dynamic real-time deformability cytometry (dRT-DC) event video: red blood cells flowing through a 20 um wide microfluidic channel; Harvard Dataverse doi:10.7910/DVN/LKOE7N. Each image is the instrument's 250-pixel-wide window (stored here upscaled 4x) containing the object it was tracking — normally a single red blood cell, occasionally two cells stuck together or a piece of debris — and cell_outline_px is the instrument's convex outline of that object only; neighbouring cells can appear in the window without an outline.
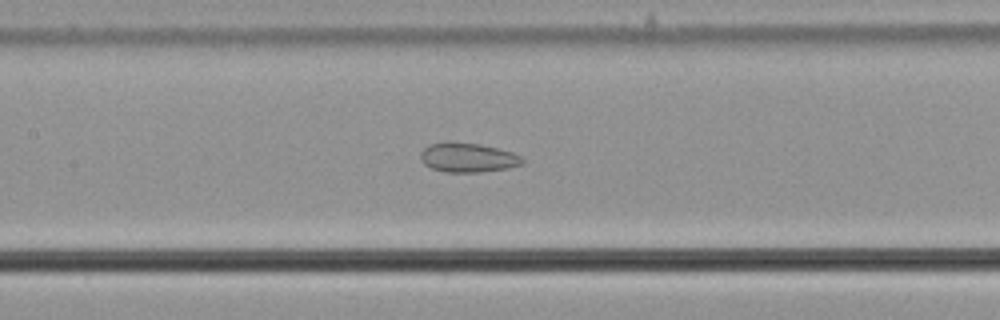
{"species": "common noctule bat (a hibernating species)", "species_latin": "Nyctalus noctula", "temperature_condition": "cold", "stored_images_in_passage": 56, "camera_frame_rate_fps": 3000, "um_per_image_px": 0.085, "animal": {"sex": "male", "body_mass_g": 21.5, "forearm_length_mm": 52.0}, "frame": {"image": 1, "passage_image": 27, "time_ms": 8.667, "image_size_px": [1000, 320], "cell_outline_px": [[524, 164], [508, 168], [480, 172], [444, 172], [432, 168], [424, 164], [420, 160], [420, 152], [428, 144], [448, 140], [480, 144], [512, 152], [520, 156], [524, 160]], "centroid_in_image_um": [39.73, 13.37], "position_along_channel_um": 167.7, "area_um2": 17.74}}
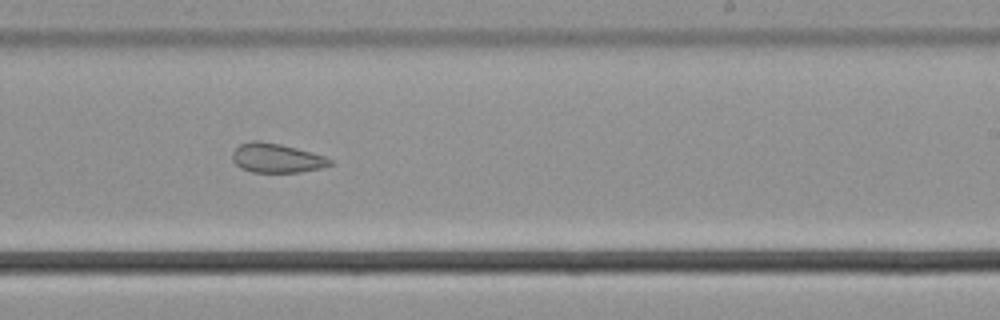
{"frame": {"image": 2, "passage_image": 35, "time_ms": 11.333, "image_size_px": [1000, 320], "cell_outline_px": [[332, 164], [324, 168], [300, 172], [252, 172], [240, 168], [232, 160], [232, 152], [240, 144], [248, 140], [260, 140], [280, 144], [312, 152], [324, 156], [332, 160]], "centroid_in_image_um": [23.5, 13.43], "position_along_channel_um": 265.5, "area_um2": 16.82}}
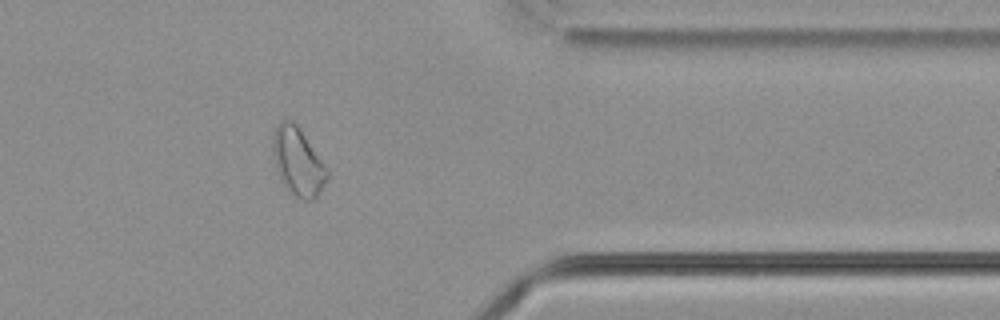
{"frame": {"image": 3, "passage_image": 46, "time_ms": 15.0, "image_size_px": [1000, 320], "cell_outline_px": [[328, 176], [316, 196], [312, 200], [304, 200], [288, 192], [280, 180], [276, 168], [272, 152], [272, 144], [276, 128], [280, 120], [292, 120], [300, 128], [328, 168]], "centroid_in_image_um": [25.31, 13.73], "position_along_channel_um": 386.1, "area_um2": 21.44}, "authors_computed_cell_mechanics": {"area_um2": 22.3397, "velocity_mm_per_s": 3.6789, "shape_relaxation_time_tau1_ms": null, "shape_relaxation_time_tau2_ms": 3.2182, "deformation_change_tau1": null, "deformation_change_tau2": 0.0876}}